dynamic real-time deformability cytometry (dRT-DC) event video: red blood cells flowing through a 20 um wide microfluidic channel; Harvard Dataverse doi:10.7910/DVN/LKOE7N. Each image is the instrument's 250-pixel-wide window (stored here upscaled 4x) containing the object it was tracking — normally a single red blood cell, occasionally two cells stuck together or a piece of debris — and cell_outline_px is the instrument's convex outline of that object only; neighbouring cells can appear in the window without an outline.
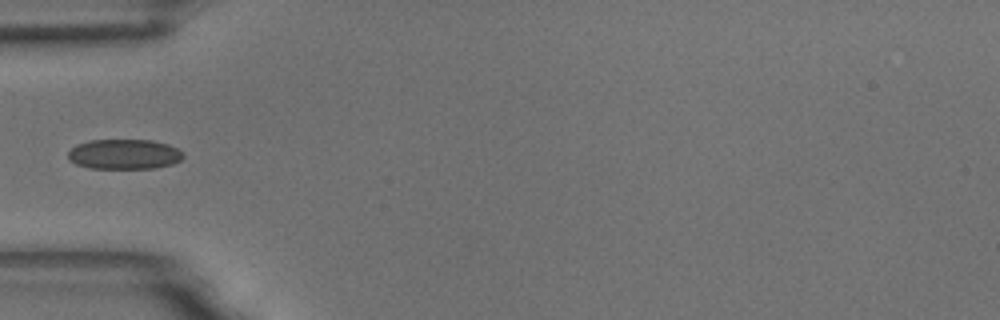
{"species": "common noctule bat (a hibernating species)", "species_latin": "Nyctalus noctula", "temperature_condition": "room temperature", "stored_images_in_passage": 4, "camera_frame_rate_fps": 3000, "um_per_image_px": 0.085, "animal": {"sex": "male", "body_mass_g": 18.8}, "frame": {"image": 1, "passage_image": 4, "time_ms": 1.0, "image_size_px": [1000, 320], "cell_outline_px": [[184, 156], [180, 160], [172, 164], [156, 168], [88, 168], [76, 164], [68, 160], [68, 152], [76, 144], [88, 140], [152, 140], [168, 144], [184, 152]], "centroid_in_image_um": [10.55, 13.1], "position_along_channel_um": 74.5, "area_um2": 20.29}}